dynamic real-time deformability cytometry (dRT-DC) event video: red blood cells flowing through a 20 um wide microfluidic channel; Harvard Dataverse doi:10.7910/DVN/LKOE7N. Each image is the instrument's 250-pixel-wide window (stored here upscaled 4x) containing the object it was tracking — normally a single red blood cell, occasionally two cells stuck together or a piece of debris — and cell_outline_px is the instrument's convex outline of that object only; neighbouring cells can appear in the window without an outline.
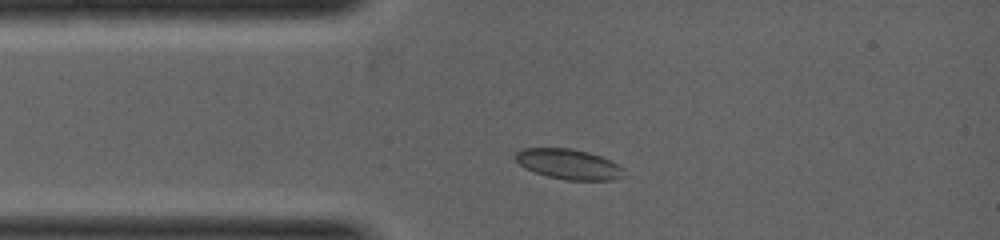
{"species": "common noctule bat (a hibernating species)", "species_latin": "Nyctalus noctula", "temperature_condition": "warm", "stored_images_in_passage": 1, "camera_frame_rate_fps": 5000, "um_per_image_px": 0.085, "animal": {"sex": "female", "body_mass_g": 19.0, "forearm_length_mm": 53.3}, "frame": {"image": 1, "passage_image": 1, "time_ms": 0.0, "image_size_px": [1000, 240], "cell_outline_px": [[624, 176], [612, 180], [564, 180], [548, 176], [524, 168], [516, 160], [516, 152], [520, 148], [568, 148], [588, 152], [600, 156], [624, 168]], "centroid_in_image_um": [48.33, 13.95], "position_along_channel_um": 36.7, "area_um2": 18.96}}